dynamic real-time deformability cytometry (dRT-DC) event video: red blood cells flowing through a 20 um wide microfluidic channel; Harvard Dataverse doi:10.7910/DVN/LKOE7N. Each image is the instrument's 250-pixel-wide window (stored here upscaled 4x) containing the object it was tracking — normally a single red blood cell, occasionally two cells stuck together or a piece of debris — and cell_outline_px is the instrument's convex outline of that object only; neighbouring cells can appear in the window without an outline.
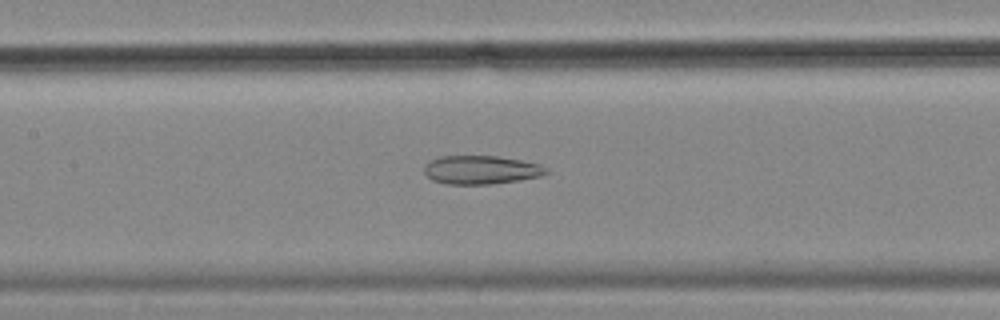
{"species": "common noctule bat (a hibernating species)", "species_latin": "Nyctalus noctula", "temperature_condition": "cold", "stored_images_in_passage": 56, "camera_frame_rate_fps": 3000, "um_per_image_px": 0.085, "animal": {"sex": "female", "body_mass_g": 18.4}, "frame": {"image": 1, "passage_image": 26, "time_ms": 8.333, "image_size_px": [1000, 320], "cell_outline_px": [[548, 172], [540, 176], [520, 180], [492, 184], [448, 184], [432, 180], [424, 172], [424, 168], [428, 160], [440, 156], [496, 156], [524, 160], [540, 164], [548, 168]], "centroid_in_image_um": [40.9, 14.43], "position_along_channel_um": 166.5, "area_um2": 20.46}}
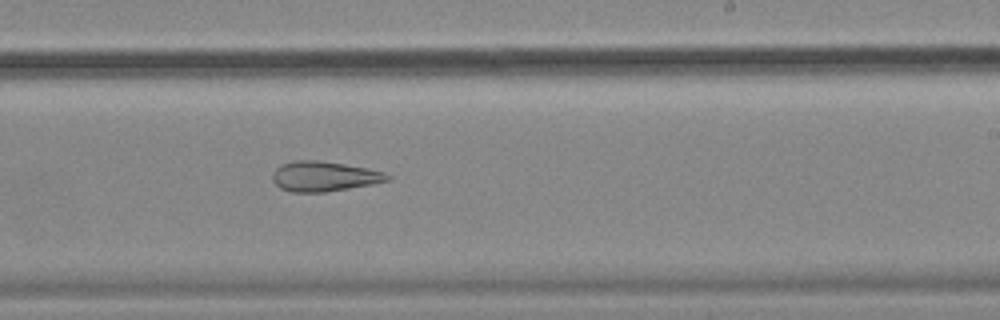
{"frame": {"image": 2, "passage_image": 34, "time_ms": 11.0, "image_size_px": [1000, 320], "cell_outline_px": [[392, 176], [388, 180], [372, 184], [324, 192], [292, 192], [280, 188], [272, 180], [272, 172], [280, 164], [292, 160], [316, 160], [344, 164], [368, 168], [384, 172]], "centroid_in_image_um": [27.51, 14.98], "position_along_channel_um": 261.5, "area_um2": 20.11}}
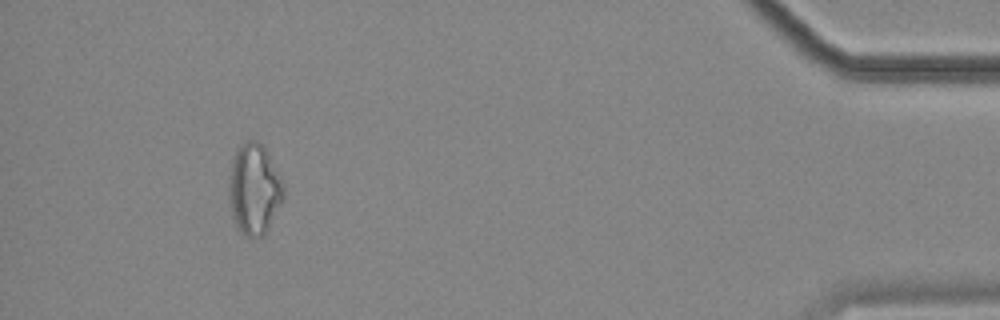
{"frame": {"image": 3, "passage_image": 52, "time_ms": 17.0, "image_size_px": [1000, 320], "cell_outline_px": [[284, 200], [264, 236], [244, 236], [240, 232], [232, 216], [228, 184], [232, 160], [240, 144], [248, 140], [256, 140], [264, 148], [284, 184]], "centroid_in_image_um": [21.61, 16.1], "position_along_channel_um": 413.6, "area_um2": 28.73}, "authors_computed_cell_mechanics": {"area_um2": 26.5302, "velocity_mm_per_s": 3.5777, "shape_relaxation_time_tau1_ms": null, "shape_relaxation_time_tau2_ms": 4.4664, "deformation_change_tau1": null, "deformation_change_tau2": 0.1253}}